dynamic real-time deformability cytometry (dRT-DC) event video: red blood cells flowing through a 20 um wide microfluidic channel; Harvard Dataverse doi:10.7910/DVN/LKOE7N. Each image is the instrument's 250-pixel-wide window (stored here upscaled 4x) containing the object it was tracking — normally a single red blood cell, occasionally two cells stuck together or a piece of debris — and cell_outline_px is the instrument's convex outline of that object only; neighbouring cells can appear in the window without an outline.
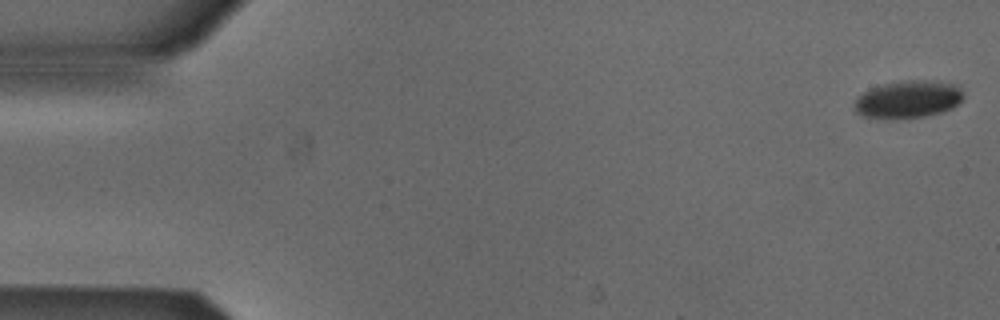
{"species": "Egyptian fruit bat (a non-hibernating species)", "species_latin": "Rousettus aegyptiacus", "temperature_condition": "cold", "stored_images_in_passage": 53, "camera_frame_rate_fps": 3000, "um_per_image_px": 0.085, "animal": {"sex": "male"}, "frame": {"image": 1, "passage_image": 1, "time_ms": 0.0, "image_size_px": [1000, 320], "cell_outline_px": [[964, 96], [952, 108], [940, 112], [924, 116], [864, 116], [856, 112], [856, 96], [872, 88], [884, 84], [904, 80], [932, 80], [956, 84], [960, 88]], "centroid_in_image_um": [77.24, 8.39], "position_along_channel_um": 7.8, "area_um2": 22.95}}
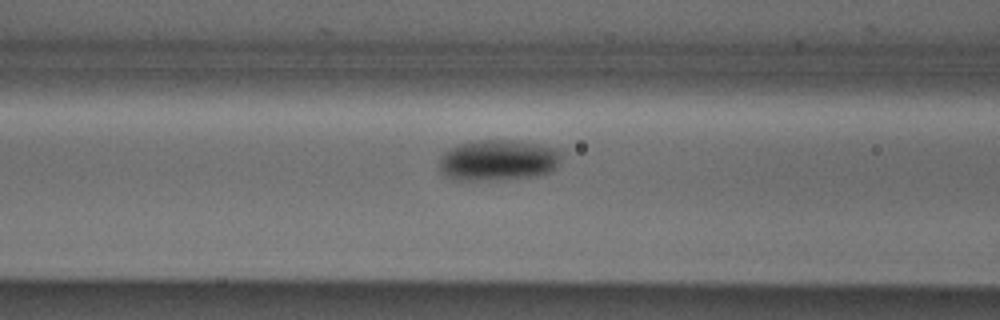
{"frame": {"image": 2, "passage_image": 21, "time_ms": 6.667, "image_size_px": [1000, 320], "cell_outline_px": [[560, 164], [552, 172], [540, 176], [488, 180], [452, 180], [444, 176], [440, 172], [440, 156], [448, 148], [460, 144], [476, 140], [512, 140], [536, 144], [556, 148], [560, 152]], "centroid_in_image_um": [42.33, 13.63], "position_along_channel_um": 124.3, "area_um2": 29.48}}
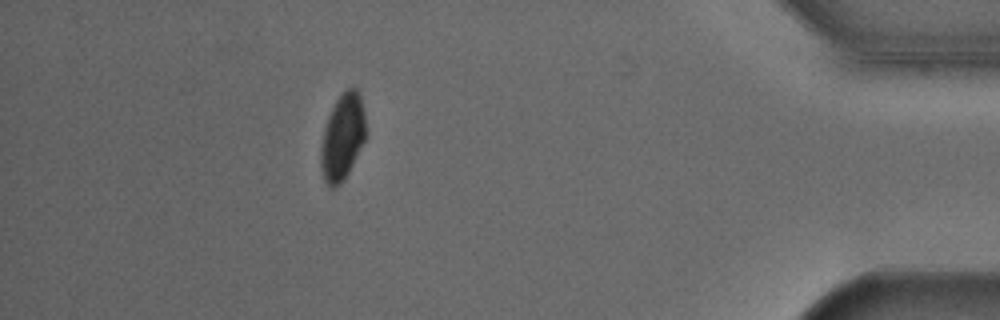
{"frame": {"image": 3, "passage_image": 47, "time_ms": 15.333, "image_size_px": [1000, 320], "cell_outline_px": [[364, 140], [344, 180], [336, 188], [328, 188], [324, 180], [320, 168], [320, 148], [324, 128], [328, 116], [336, 100], [352, 84], [360, 92], [364, 112]], "centroid_in_image_um": [29.08, 11.66], "position_along_channel_um": 406.1, "area_um2": 22.54}, "authors_computed_cell_mechanics": {"area_um2": 26.1256, "velocity_mm_per_s": 3.8705, "shape_relaxation_time_tau1_ms": 3.4584, "shape_relaxation_time_tau2_ms": null, "deformation_change_tau1": 0.0861, "deformation_change_tau2": null}}